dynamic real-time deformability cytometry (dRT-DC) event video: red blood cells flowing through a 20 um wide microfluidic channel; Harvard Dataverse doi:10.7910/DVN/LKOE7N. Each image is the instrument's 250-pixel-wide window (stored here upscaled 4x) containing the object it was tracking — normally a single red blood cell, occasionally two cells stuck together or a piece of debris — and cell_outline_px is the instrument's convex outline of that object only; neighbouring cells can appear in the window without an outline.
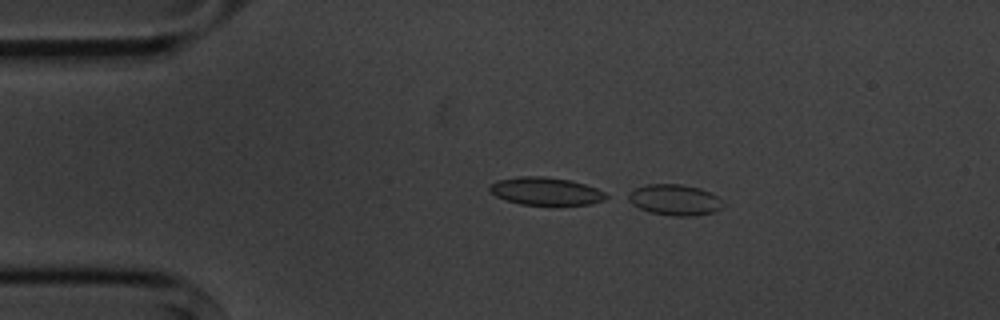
{"species": "common noctule bat (a hibernating species)", "species_latin": "Nyctalus noctula", "temperature_condition": "cold", "stored_images_in_passage": 6, "camera_frame_rate_fps": 3000, "um_per_image_px": 0.085, "animal": {"sex": "male", "body_mass_g": 20.1, "forearm_length_mm": 53.5}, "frame": {"image": 1, "passage_image": 3, "time_ms": 2.333, "image_size_px": [1000, 320], "cell_outline_px": [[724, 208], [712, 212], [692, 216], [672, 216], [648, 212], [632, 204], [624, 196], [636, 188], [648, 184], [680, 184], [700, 188], [724, 200]], "centroid_in_image_um": [57.34, 16.99], "position_along_channel_um": 27.7, "area_um2": 17.22}}
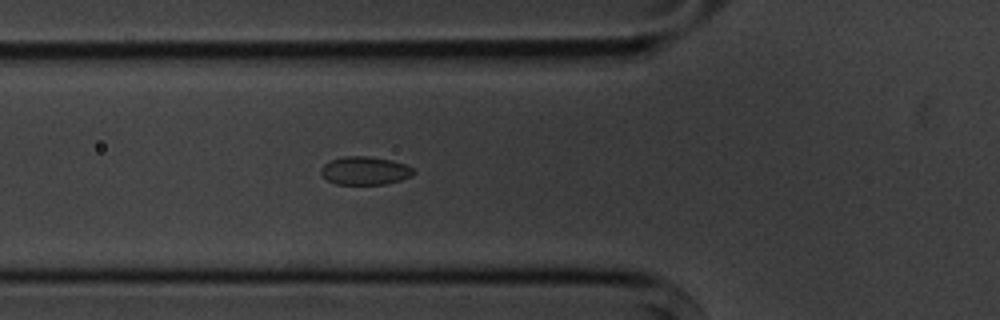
{"frame": {"image": 2, "passage_image": 6, "time_ms": 5.667, "image_size_px": [1000, 320], "cell_outline_px": [[416, 172], [412, 176], [400, 180], [384, 184], [336, 184], [328, 180], [320, 172], [320, 168], [324, 164], [332, 160], [344, 156], [368, 156], [392, 160], [404, 164], [412, 168]], "centroid_in_image_um": [31.03, 14.5], "position_along_channel_um": 94.8, "area_um2": 15.14}}